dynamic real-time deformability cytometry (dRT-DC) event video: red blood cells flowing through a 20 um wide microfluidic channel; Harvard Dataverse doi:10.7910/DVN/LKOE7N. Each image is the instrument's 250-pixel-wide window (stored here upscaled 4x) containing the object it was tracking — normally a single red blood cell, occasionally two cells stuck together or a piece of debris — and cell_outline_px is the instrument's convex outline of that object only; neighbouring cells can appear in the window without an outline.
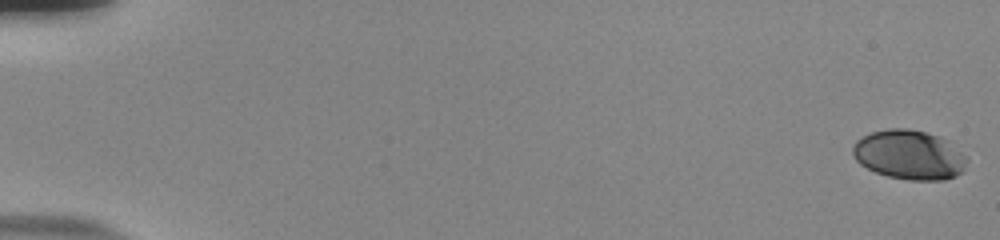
{"species": "human", "species_latin": "Homo sapiens", "temperature_condition": "room temperature", "stored_images_in_passage": 55, "camera_frame_rate_fps": 3000, "um_per_image_px": 0.085, "donor": {"sex": "male"}, "frame": {"image": 1, "passage_image": 1, "time_ms": 0.0, "image_size_px": [1000, 240], "cell_outline_px": [[968, 160], [964, 168], [956, 176], [944, 180], [908, 180], [888, 176], [876, 172], [860, 164], [856, 160], [852, 152], [852, 148], [856, 140], [872, 132], [888, 128], [908, 128], [940, 136], [948, 140], [968, 156]], "centroid_in_image_um": [77.31, 13.15], "position_along_channel_um": 7.7, "area_um2": 33.06}}
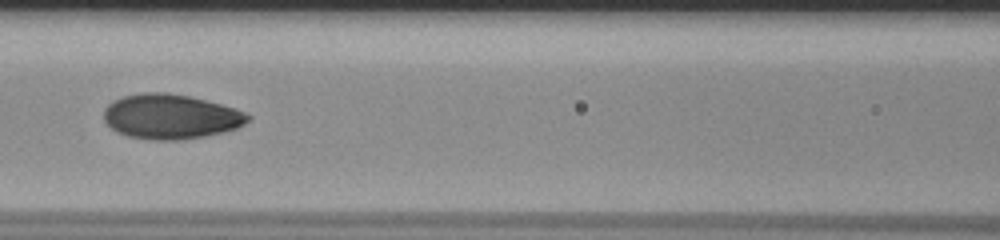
{"frame": {"image": 2, "passage_image": 27, "time_ms": 8.667, "image_size_px": [1000, 240], "cell_outline_px": [[252, 116], [244, 124], [236, 128], [224, 132], [204, 136], [180, 140], [156, 140], [128, 136], [116, 132], [104, 120], [104, 108], [112, 100], [124, 96], [144, 92], [168, 92], [188, 96], [236, 108]], "centroid_in_image_um": [14.49, 9.9], "position_along_channel_um": 152.1, "area_um2": 37.57}}
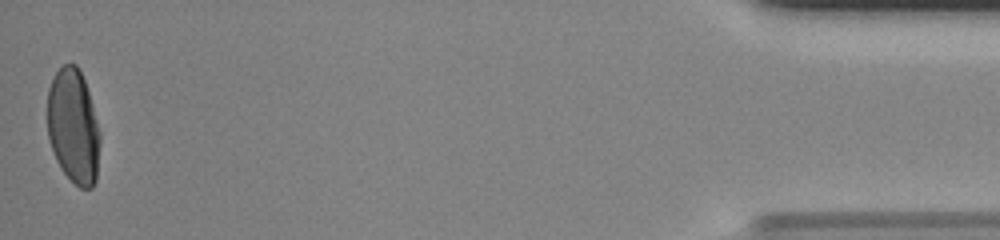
{"frame": {"image": 3, "passage_image": 55, "time_ms": 18.0, "image_size_px": [1000, 240], "cell_outline_px": [[100, 144], [96, 180], [92, 188], [80, 188], [60, 168], [56, 160], [48, 136], [48, 88], [56, 72], [64, 64], [76, 64], [84, 80], [92, 104], [100, 132]], "centroid_in_image_um": [6.24, 10.76], "position_along_channel_um": 429.0, "area_um2": 34.91}, "authors_computed_cell_mechanics": {"area_um2": 36.125, "velocity_mm_per_s": 3.8393, "shape_relaxation_time_tau1_ms": 7.8596, "shape_relaxation_time_tau2_ms": null, "deformation_change_tau1": 0.2634, "deformation_change_tau2": null}}